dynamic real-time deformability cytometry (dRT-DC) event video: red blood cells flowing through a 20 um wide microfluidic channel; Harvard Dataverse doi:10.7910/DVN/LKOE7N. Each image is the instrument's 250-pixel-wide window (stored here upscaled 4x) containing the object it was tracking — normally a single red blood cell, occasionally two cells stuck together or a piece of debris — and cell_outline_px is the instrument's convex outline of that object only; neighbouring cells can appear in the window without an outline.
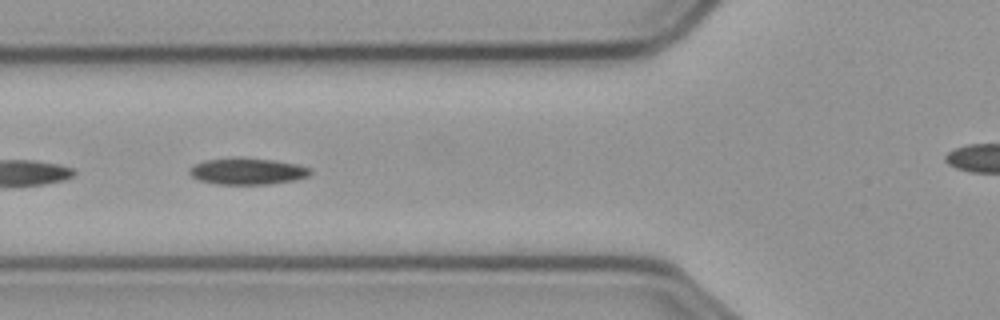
{"species": "common noctule bat (a hibernating species)", "species_latin": "Nyctalus noctula", "temperature_condition": "cold", "stored_images_in_passage": 42, "camera_frame_rate_fps": 3000, "um_per_image_px": 0.085, "animal": {"sex": "male", "body_mass_g": 23.1, "forearm_length_mm": 52.7}, "frame": {"image": 1, "passage_image": 5, "time_ms": 1.333, "image_size_px": [1000, 320], "cell_outline_px": [[312, 172], [308, 176], [296, 180], [268, 184], [216, 184], [196, 180], [188, 172], [188, 168], [204, 160], [272, 160], [296, 164], [312, 168]], "centroid_in_image_um": [21.04, 14.6], "position_along_channel_um": 104.8, "area_um2": 18.03}}
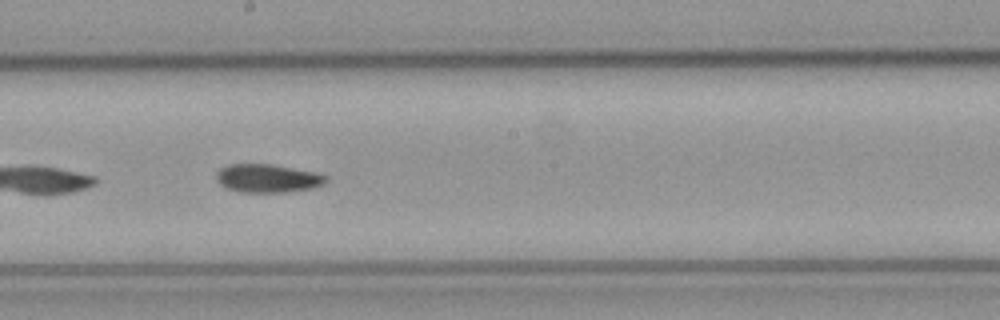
{"frame": {"image": 2, "passage_image": 15, "time_ms": 4.667, "image_size_px": [1000, 320], "cell_outline_px": [[328, 180], [324, 184], [312, 188], [288, 192], [240, 192], [224, 188], [216, 180], [216, 172], [220, 168], [232, 164], [268, 164], [316, 172], [328, 176]], "centroid_in_image_um": [22.74, 15.17], "position_along_channel_um": 225.5, "area_um2": 18.21}}
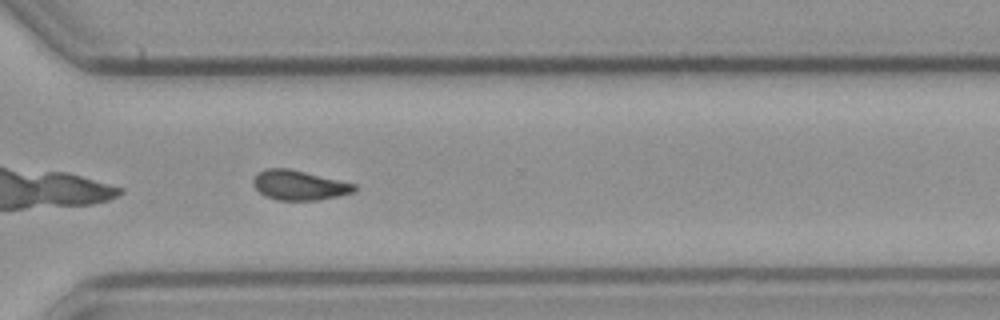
{"frame": {"image": 3, "passage_image": 25, "time_ms": 8.0, "image_size_px": [1000, 320], "cell_outline_px": [[356, 188], [352, 192], [340, 196], [316, 200], [276, 200], [264, 196], [252, 184], [252, 180], [260, 172], [268, 168], [288, 168], [356, 184]], "centroid_in_image_um": [25.41, 15.75], "position_along_channel_um": 345.2, "area_um2": 17.34}, "authors_computed_cell_mechanics": {"area_um2": 17.8024, "velocity_mm_per_s": 3.6018, "shape_relaxation_time_tau1_ms": 9.4828, "shape_relaxation_time_tau2_ms": null, "deformation_change_tau1": 0.1728, "deformation_change_tau2": null}}